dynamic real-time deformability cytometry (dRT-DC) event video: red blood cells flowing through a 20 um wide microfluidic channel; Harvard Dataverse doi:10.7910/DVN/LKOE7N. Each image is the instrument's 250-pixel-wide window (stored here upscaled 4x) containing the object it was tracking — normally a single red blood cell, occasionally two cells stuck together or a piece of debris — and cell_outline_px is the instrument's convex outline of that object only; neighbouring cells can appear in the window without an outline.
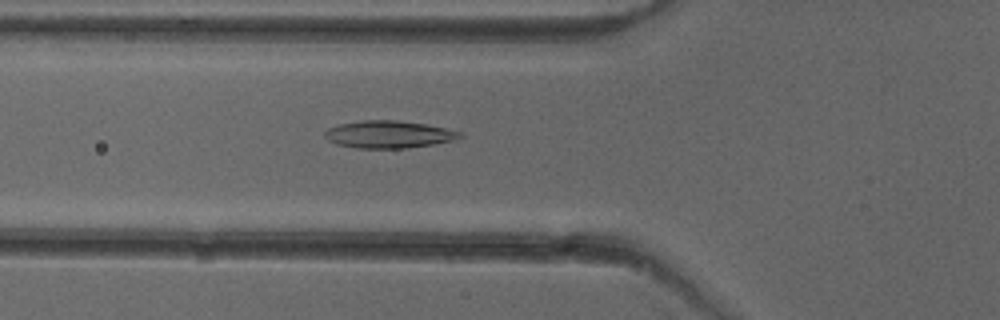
{"species": "common noctule bat (a hibernating species)", "species_latin": "Nyctalus noctula", "temperature_condition": "cold", "stored_images_in_passage": 52, "camera_frame_rate_fps": 3000, "um_per_image_px": 0.085, "animal": {"sex": "female"}, "frame": {"image": 1, "passage_image": 19, "time_ms": 6.0, "image_size_px": [1000, 320], "cell_outline_px": [[464, 136], [452, 140], [432, 144], [408, 148], [356, 148], [336, 144], [328, 140], [324, 136], [324, 132], [328, 128], [340, 124], [360, 120], [396, 120], [424, 124], [464, 132]], "centroid_in_image_um": [33.02, 11.42], "position_along_channel_um": 92.8, "area_um2": 21.5}}
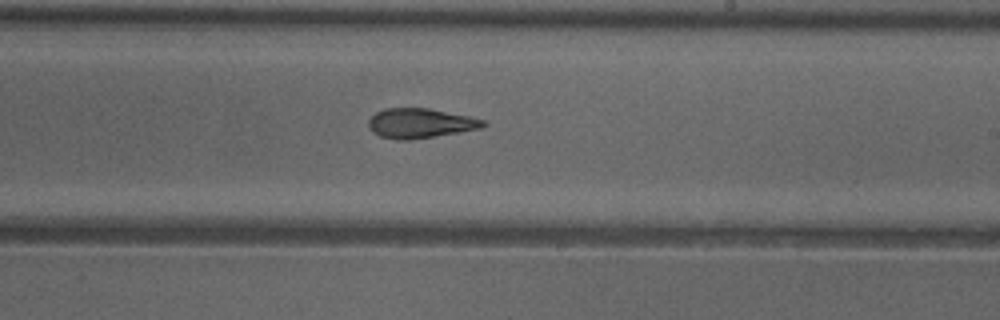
{"frame": {"image": 2, "passage_image": 31, "time_ms": 10.0, "image_size_px": [1000, 320], "cell_outline_px": [[488, 124], [480, 128], [460, 132], [408, 140], [400, 140], [380, 136], [372, 132], [368, 128], [368, 120], [376, 112], [384, 108], [428, 108], [468, 116], [484, 120]], "centroid_in_image_um": [35.69, 10.47], "position_along_channel_um": 253.3, "area_um2": 19.77}}
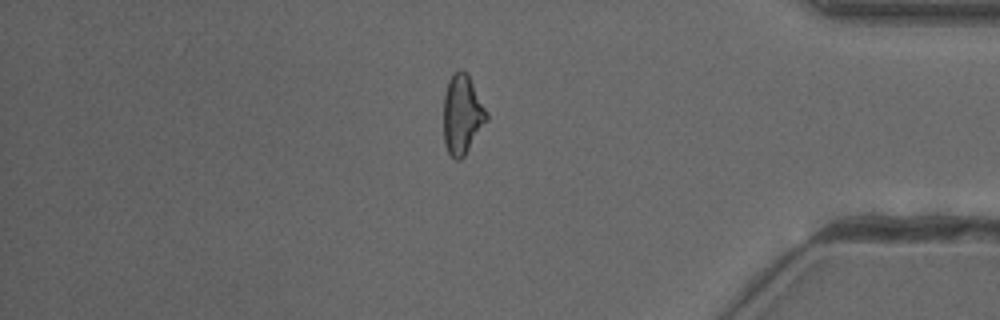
{"frame": {"image": 3, "passage_image": 44, "time_ms": 14.333, "image_size_px": [1000, 320], "cell_outline_px": [[488, 120], [464, 156], [460, 160], [456, 160], [448, 152], [444, 144], [444, 96], [448, 80], [452, 72], [460, 68], [468, 72], [488, 112]], "centroid_in_image_um": [39.3, 9.68], "position_along_channel_um": 395.9, "area_um2": 20.29}, "authors_computed_cell_mechanics": {"area_um2": 20.4612, "velocity_mm_per_s": 3.997, "shape_relaxation_time_tau1_ms": 8.2609, "shape_relaxation_time_tau2_ms": 3.059, "deformation_change_tau1": 0.2311, "deformation_change_tau2": 0.1223}}